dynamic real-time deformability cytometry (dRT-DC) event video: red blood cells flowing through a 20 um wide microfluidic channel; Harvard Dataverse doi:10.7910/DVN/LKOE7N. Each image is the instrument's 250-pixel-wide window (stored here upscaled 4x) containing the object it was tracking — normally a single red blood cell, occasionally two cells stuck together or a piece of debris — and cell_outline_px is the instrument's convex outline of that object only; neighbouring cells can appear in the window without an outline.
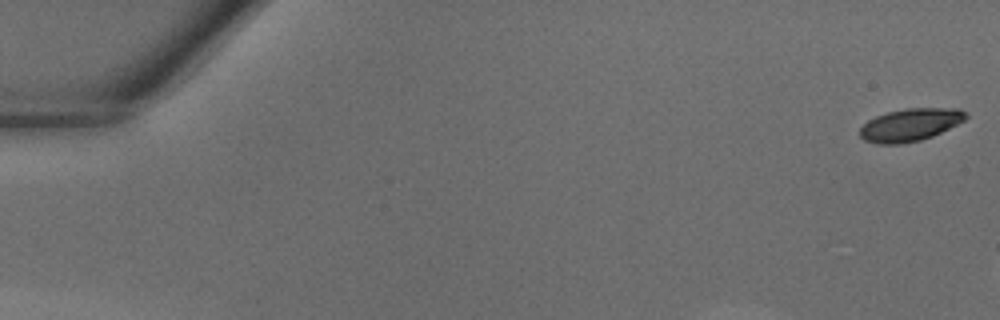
{"species": "common noctule bat (a hibernating species)", "species_latin": "Nyctalus noctula", "temperature_condition": "warm", "stored_images_in_passage": 7, "camera_frame_rate_fps": 3000, "um_per_image_px": 0.085, "animal": {"sex": "male", "body_mass_g": 18.8}, "frame": {"image": 1, "passage_image": 1, "time_ms": 0.0, "image_size_px": [1000, 320], "cell_outline_px": [[968, 116], [964, 120], [932, 136], [920, 140], [900, 144], [876, 144], [864, 140], [860, 136], [860, 128], [868, 120], [876, 116], [888, 112], [904, 108], [960, 108]], "centroid_in_image_um": [77.34, 10.61], "position_along_channel_um": 7.7, "area_um2": 20.0}}